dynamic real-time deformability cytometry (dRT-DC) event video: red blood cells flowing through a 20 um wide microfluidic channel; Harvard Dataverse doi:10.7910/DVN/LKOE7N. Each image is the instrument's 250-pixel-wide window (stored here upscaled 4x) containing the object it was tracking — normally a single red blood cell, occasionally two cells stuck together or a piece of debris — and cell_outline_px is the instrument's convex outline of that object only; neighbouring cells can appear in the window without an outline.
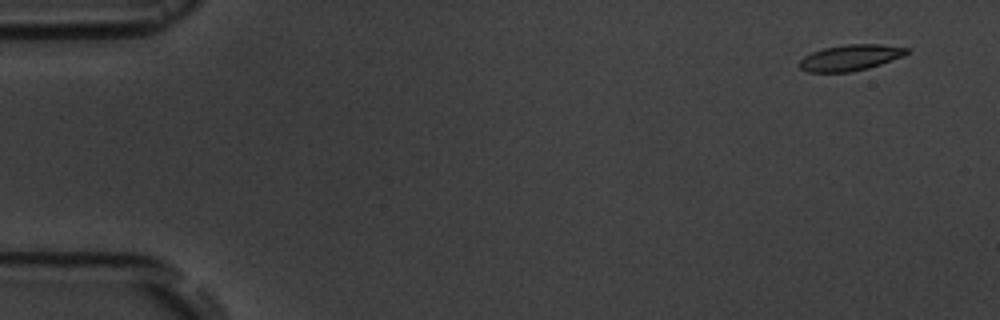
{"species": "common noctule bat (a hibernating species)", "species_latin": "Nyctalus noctula", "temperature_condition": "room temperature", "stored_images_in_passage": 4, "camera_frame_rate_fps": 3000, "um_per_image_px": 0.085, "animal": {"sex": "male", "body_mass_g": 19.5, "forearm_length_mm": 54.6}, "frame": {"image": 1, "passage_image": 1, "time_ms": 0.0, "image_size_px": [1000, 320], "cell_outline_px": [[908, 52], [900, 56], [880, 64], [868, 68], [852, 72], [808, 72], [800, 68], [800, 60], [804, 56], [812, 52], [824, 48], [848, 44], [880, 44], [908, 48]], "centroid_in_image_um": [72.23, 4.9], "position_along_channel_um": 12.8, "area_um2": 15.95}}
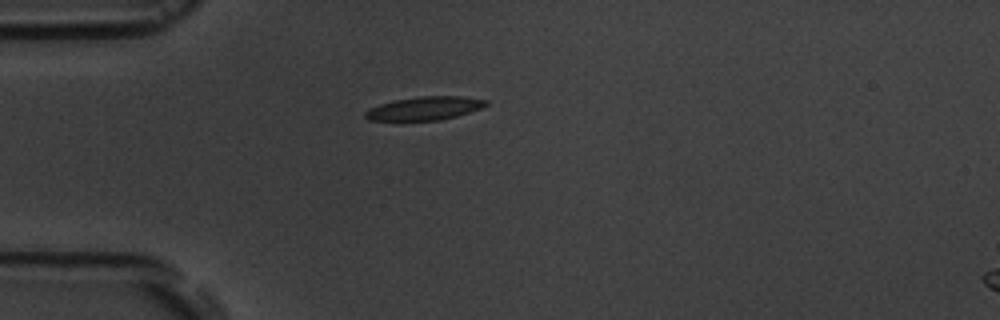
{"frame": {"image": 2, "passage_image": 4, "time_ms": 4.0, "image_size_px": [1000, 320], "cell_outline_px": [[488, 104], [480, 108], [456, 116], [440, 120], [400, 124], [368, 120], [364, 116], [364, 112], [368, 108], [380, 104], [396, 100], [420, 96], [464, 96], [488, 100]], "centroid_in_image_um": [35.97, 9.27], "position_along_channel_um": 49.0, "area_um2": 17.4}}